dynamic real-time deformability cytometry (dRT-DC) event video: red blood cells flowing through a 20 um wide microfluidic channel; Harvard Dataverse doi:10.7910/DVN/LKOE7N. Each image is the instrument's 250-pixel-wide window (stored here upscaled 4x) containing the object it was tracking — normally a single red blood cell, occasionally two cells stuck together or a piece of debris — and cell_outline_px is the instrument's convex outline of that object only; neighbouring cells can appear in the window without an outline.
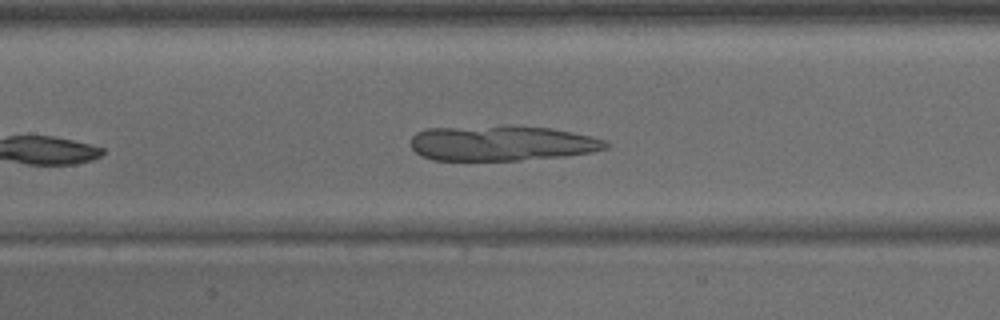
{"species": "common noctule bat (a hibernating species)", "species_latin": "Nyctalus noctula", "temperature_condition": "warm", "stored_images_in_passage": 21, "camera_frame_rate_fps": 3000, "um_per_image_px": 0.085, "animal": {"sex": "male", "body_mass_g": 15.6}, "frame": {"image": 1, "passage_image": 9, "time_ms": 2.667, "image_size_px": [1000, 320], "cell_outline_px": [[608, 148], [592, 152], [564, 156], [520, 160], [432, 160], [416, 152], [412, 148], [412, 136], [416, 132], [424, 128], [516, 124], [552, 128], [608, 140]], "centroid_in_image_um": [42.65, 12.14], "position_along_channel_um": 164.7, "area_um2": 40.69}}
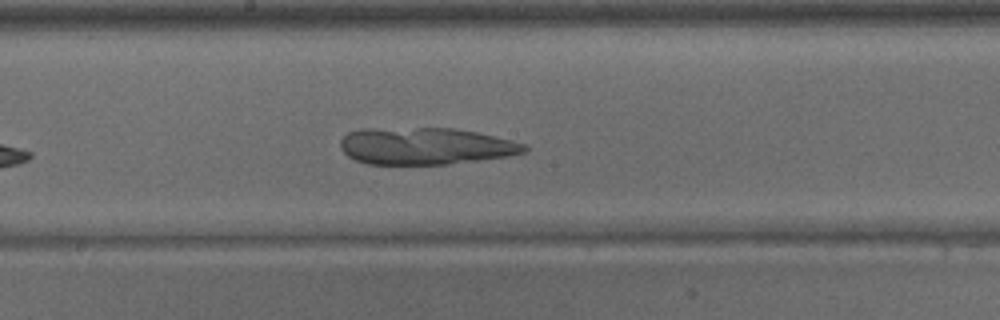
{"frame": {"image": 2, "passage_image": 12, "time_ms": 3.667, "image_size_px": [1000, 320], "cell_outline_px": [[528, 148], [524, 152], [508, 156], [448, 164], [368, 164], [356, 160], [348, 156], [340, 148], [340, 140], [348, 132], [360, 128], [452, 128], [476, 132], [512, 140], [528, 144]], "centroid_in_image_um": [36.14, 12.41], "position_along_channel_um": 212.1, "area_um2": 39.71}}